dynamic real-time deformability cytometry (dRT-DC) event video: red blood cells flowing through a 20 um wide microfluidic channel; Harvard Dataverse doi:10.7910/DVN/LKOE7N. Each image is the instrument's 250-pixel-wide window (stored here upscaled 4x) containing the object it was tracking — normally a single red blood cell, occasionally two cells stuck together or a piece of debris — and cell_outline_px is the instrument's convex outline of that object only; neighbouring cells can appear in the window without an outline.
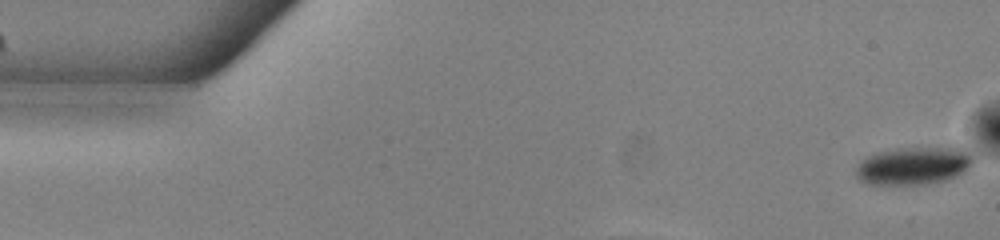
{"species": "common noctule bat (a hibernating species)", "species_latin": "Nyctalus noctula", "temperature_condition": "warm", "stored_images_in_passage": 53, "camera_frame_rate_fps": 3000, "um_per_image_px": 0.085, "animal": {"sex": "male", "body_mass_g": 13.0, "forearm_length_mm": 53.1}, "frame": {"image": 1, "passage_image": 1, "time_ms": 0.0, "image_size_px": [1000, 240], "cell_outline_px": [[972, 164], [964, 172], [944, 180], [928, 184], [868, 184], [860, 180], [856, 176], [856, 168], [860, 160], [868, 156], [880, 152], [896, 148], [964, 148], [972, 156]], "centroid_in_image_um": [77.63, 14.09], "position_along_channel_um": 7.4, "area_um2": 25.55}}
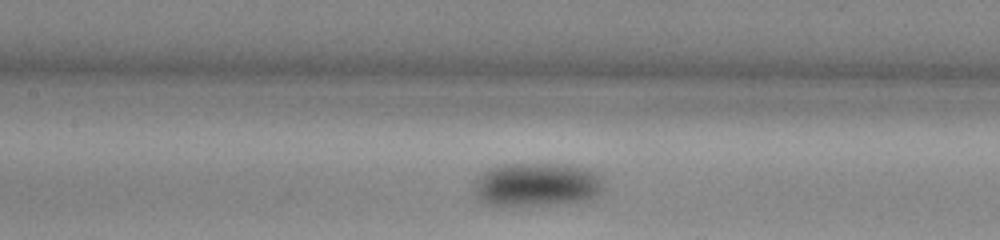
{"frame": {"image": 2, "passage_image": 24, "time_ms": 7.667, "image_size_px": [1000, 240], "cell_outline_px": [[604, 188], [600, 192], [588, 200], [568, 204], [504, 208], [484, 204], [472, 192], [472, 184], [476, 176], [488, 168], [496, 164], [568, 164], [588, 168], [600, 172], [604, 180]], "centroid_in_image_um": [45.59, 15.72], "position_along_channel_um": 161.8, "area_um2": 35.03}}
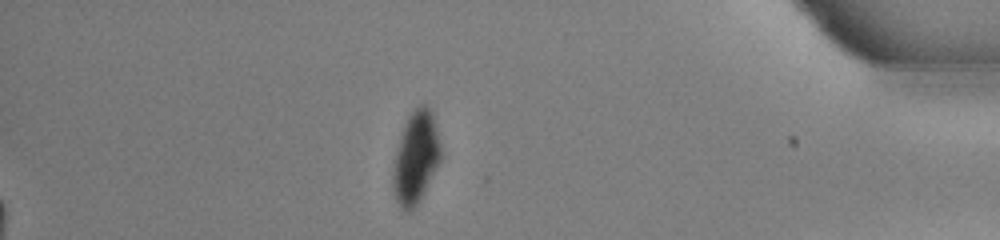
{"frame": {"image": 3, "passage_image": 46, "time_ms": 15.0, "image_size_px": [1000, 240], "cell_outline_px": [[440, 160], [416, 204], [408, 212], [400, 208], [396, 200], [392, 188], [392, 172], [396, 148], [404, 124], [408, 116], [420, 104], [424, 104], [432, 112], [440, 144]], "centroid_in_image_um": [35.3, 13.37], "position_along_channel_um": 399.9, "area_um2": 25.09}, "authors_computed_cell_mechanics": {"area_um2": 28.9578, "velocity_mm_per_s": 3.8355, "shape_relaxation_time_tau1_ms": 3.3999, "shape_relaxation_time_tau2_ms": null, "deformation_change_tau1": 0.0969, "deformation_change_tau2": null}}